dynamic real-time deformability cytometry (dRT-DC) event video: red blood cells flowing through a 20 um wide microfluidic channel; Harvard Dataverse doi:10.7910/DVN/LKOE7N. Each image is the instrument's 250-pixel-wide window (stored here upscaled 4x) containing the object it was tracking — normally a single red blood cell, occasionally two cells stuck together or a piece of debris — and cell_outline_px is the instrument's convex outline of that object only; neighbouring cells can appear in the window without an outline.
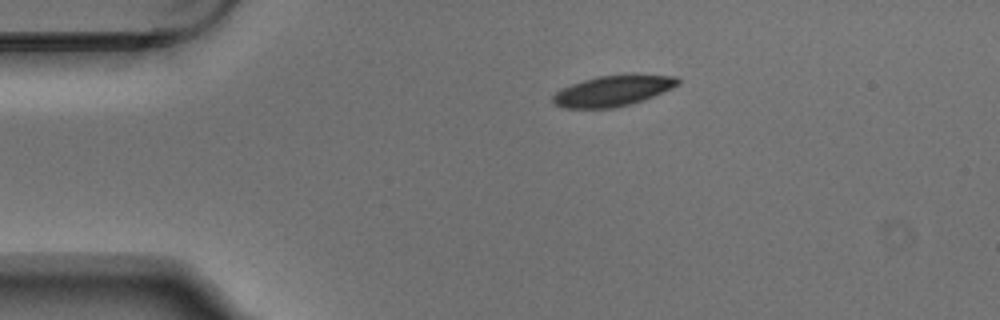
{"species": "Egyptian fruit bat (a non-hibernating species)", "species_latin": "Rousettus aegyptiacus", "temperature_condition": "warm", "stored_images_in_passage": 3, "camera_frame_rate_fps": 3000, "um_per_image_px": 0.085, "animal": {"sex": "male"}, "frame": {"image": 1, "passage_image": 1, "time_ms": 0.0, "image_size_px": [1000, 320], "cell_outline_px": [[680, 84], [672, 88], [644, 100], [612, 108], [564, 108], [556, 104], [552, 100], [552, 96], [556, 92], [572, 84], [596, 76], [632, 72], [636, 72], [676, 76], [680, 80]], "centroid_in_image_um": [52.18, 7.67], "position_along_channel_um": 32.8, "area_um2": 22.83}}
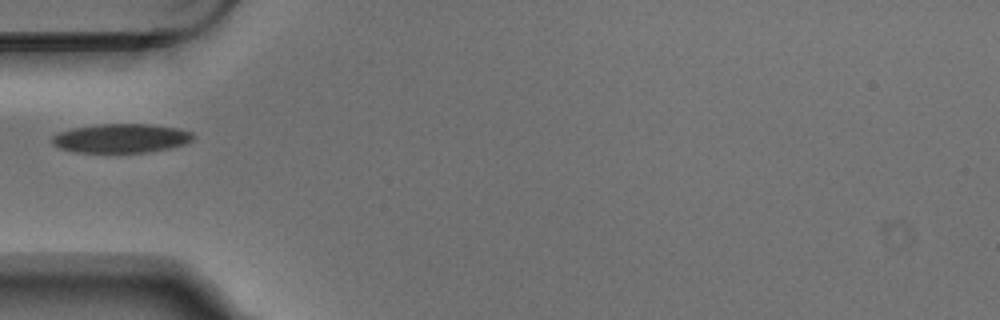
{"frame": {"image": 2, "passage_image": 3, "time_ms": 0.667, "image_size_px": [1000, 320], "cell_outline_px": [[196, 136], [192, 140], [184, 144], [168, 148], [148, 152], [76, 152], [60, 148], [52, 144], [52, 136], [60, 132], [72, 128], [100, 124], [152, 124], [180, 128], [192, 132]], "centroid_in_image_um": [10.33, 11.74], "position_along_channel_um": 74.7, "area_um2": 23.87}}